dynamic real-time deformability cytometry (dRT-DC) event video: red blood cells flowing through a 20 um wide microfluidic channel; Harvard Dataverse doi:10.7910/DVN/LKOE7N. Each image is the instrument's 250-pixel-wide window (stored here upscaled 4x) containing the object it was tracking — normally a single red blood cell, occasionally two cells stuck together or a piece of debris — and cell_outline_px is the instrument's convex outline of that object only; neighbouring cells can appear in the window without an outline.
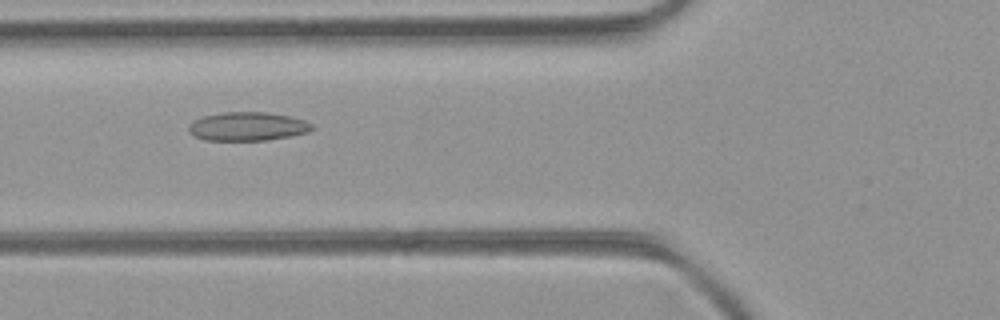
{"species": "common noctule bat (a hibernating species)", "species_latin": "Nyctalus noctula", "temperature_condition": "room temperature", "stored_images_in_passage": 35, "camera_frame_rate_fps": 3000, "um_per_image_px": 0.085, "animal": {"sex": "female", "body_mass_g": 21.9}, "frame": {"image": 1, "passage_image": 3, "time_ms": 0.667, "image_size_px": [1000, 320], "cell_outline_px": [[316, 128], [308, 132], [292, 136], [264, 140], [204, 140], [188, 132], [188, 124], [204, 116], [224, 112], [268, 112], [288, 116], [304, 120], [312, 124]], "centroid_in_image_um": [21.06, 10.75], "position_along_channel_um": 104.7, "area_um2": 20.58}}
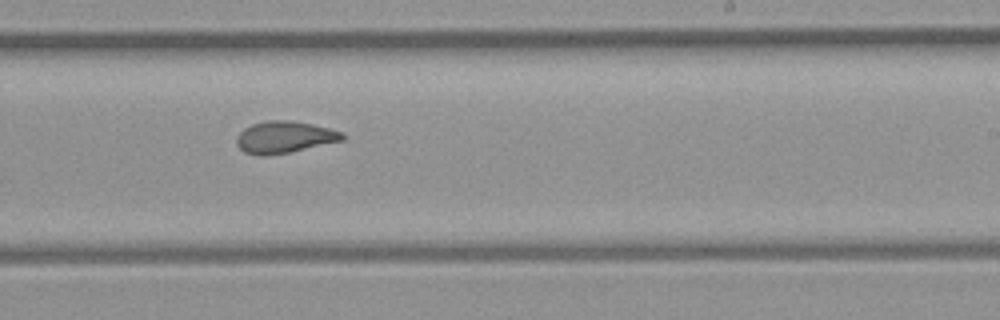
{"frame": {"image": 2, "passage_image": 15, "time_ms": 4.667, "image_size_px": [1000, 320], "cell_outline_px": [[344, 140], [292, 152], [264, 156], [260, 156], [244, 152], [236, 144], [236, 136], [244, 128], [252, 124], [268, 120], [288, 120], [312, 124], [344, 132]], "centroid_in_image_um": [24.17, 11.66], "position_along_channel_um": 264.8, "area_um2": 19.77}}
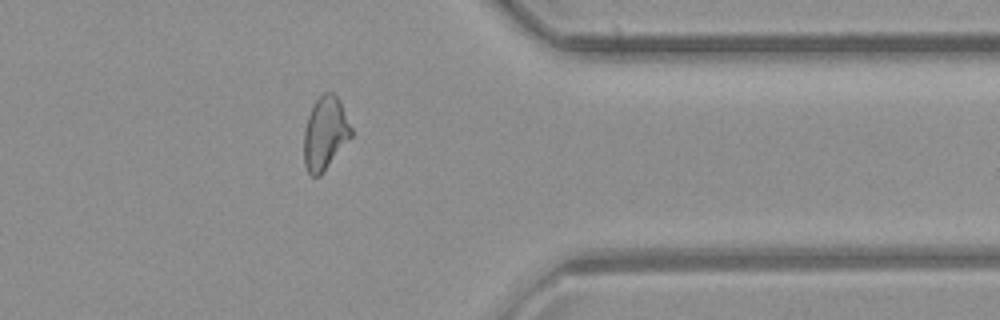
{"frame": {"image": 3, "passage_image": 25, "time_ms": 8.0, "image_size_px": [1000, 320], "cell_outline_px": [[352, 136], [320, 176], [312, 176], [308, 172], [304, 164], [304, 128], [312, 104], [324, 92], [332, 92], [336, 96], [352, 128]], "centroid_in_image_um": [27.61, 11.34], "position_along_channel_um": 383.8, "area_um2": 19.94}}